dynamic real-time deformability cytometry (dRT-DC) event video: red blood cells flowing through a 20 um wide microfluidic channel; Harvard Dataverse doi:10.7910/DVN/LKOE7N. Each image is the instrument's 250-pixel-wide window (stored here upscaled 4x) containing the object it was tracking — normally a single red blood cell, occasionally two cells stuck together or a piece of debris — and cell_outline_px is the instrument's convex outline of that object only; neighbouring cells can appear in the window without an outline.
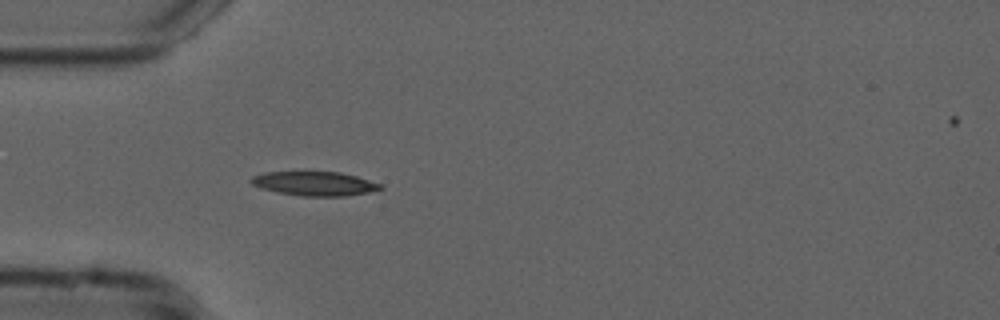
{"species": "common noctule bat (a hibernating species)", "species_latin": "Nyctalus noctula", "temperature_condition": "cold", "stored_images_in_passage": 39, "camera_frame_rate_fps": 3000, "um_per_image_px": 0.085, "animal": {"sex": "male", "forearm_length_mm": 52.5}, "frame": {"image": 1, "passage_image": 1, "time_ms": 0.0, "image_size_px": [1000, 320], "cell_outline_px": [[384, 188], [368, 192], [344, 196], [300, 196], [276, 192], [260, 188], [252, 184], [248, 180], [252, 176], [264, 172], [340, 172], [356, 176], [380, 184]], "centroid_in_image_um": [26.68, 15.61], "position_along_channel_um": 58.3, "area_um2": 18.15}}
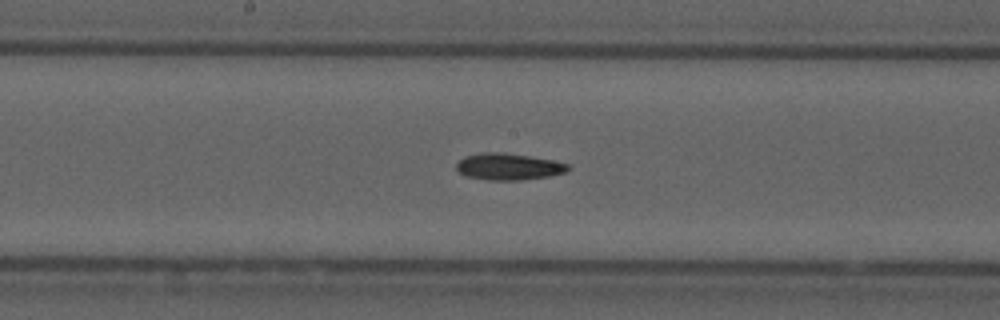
{"frame": {"image": 2, "passage_image": 13, "time_ms": 4.0, "image_size_px": [1000, 320], "cell_outline_px": [[572, 168], [568, 172], [548, 176], [520, 180], [488, 180], [464, 176], [456, 168], [456, 164], [464, 156], [480, 152], [504, 152], [552, 160], [568, 164]], "centroid_in_image_um": [43.22, 14.16], "position_along_channel_um": 205.0, "area_um2": 17.46}}
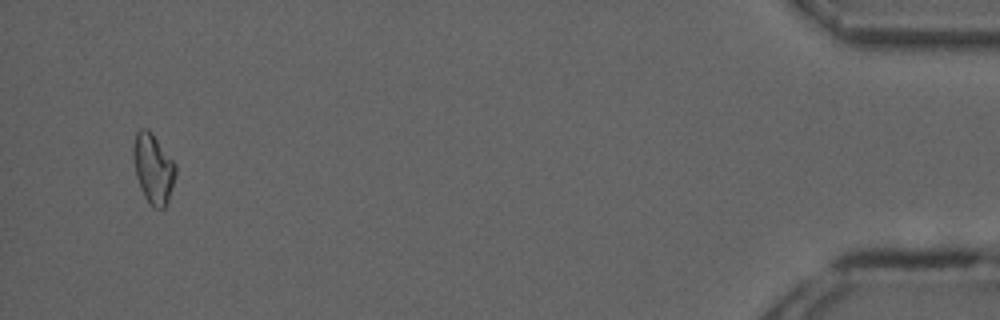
{"frame": {"image": 3, "passage_image": 37, "time_ms": 12.0, "image_size_px": [1000, 320], "cell_outline_px": [[176, 176], [168, 200], [164, 208], [152, 208], [144, 196], [140, 188], [136, 176], [132, 152], [132, 144], [136, 132], [140, 128], [148, 128], [152, 132], [176, 164]], "centroid_in_image_um": [13.01, 14.3], "position_along_channel_um": 422.2, "area_um2": 17.46}}